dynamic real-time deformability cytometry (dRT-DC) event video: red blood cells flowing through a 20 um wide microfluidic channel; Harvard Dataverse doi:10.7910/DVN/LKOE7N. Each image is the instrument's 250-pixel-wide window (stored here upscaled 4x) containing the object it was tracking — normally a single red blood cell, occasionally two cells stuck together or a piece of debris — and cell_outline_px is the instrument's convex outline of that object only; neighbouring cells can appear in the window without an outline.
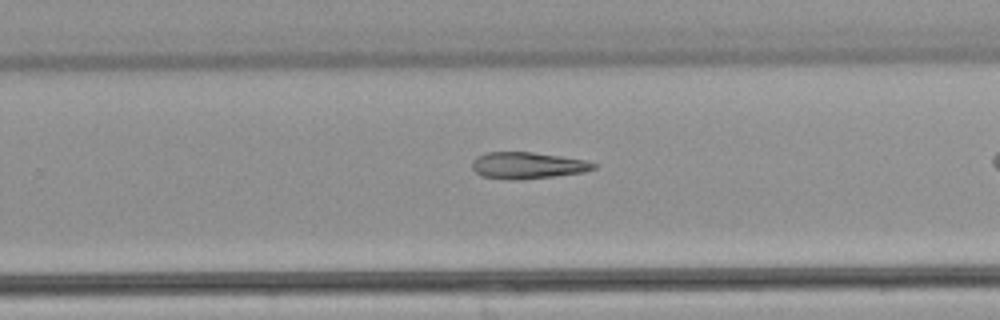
{"species": "common noctule bat (a hibernating species)", "species_latin": "Nyctalus noctula", "temperature_condition": "warm", "stored_images_in_passage": 23, "camera_frame_rate_fps": 3000, "um_per_image_px": 0.085, "animal": {"sex": "male", "body_mass_g": 21.5, "forearm_length_mm": 52.0}, "frame": {"image": 1, "passage_image": 17, "time_ms": 5.333, "image_size_px": [1000, 320], "cell_outline_px": [[596, 168], [584, 172], [556, 176], [520, 180], [508, 180], [480, 176], [472, 168], [472, 160], [476, 156], [488, 152], [532, 152], [560, 156], [584, 160], [596, 164]], "centroid_in_image_um": [44.8, 14.07], "position_along_channel_um": 285.0, "area_um2": 18.96}}